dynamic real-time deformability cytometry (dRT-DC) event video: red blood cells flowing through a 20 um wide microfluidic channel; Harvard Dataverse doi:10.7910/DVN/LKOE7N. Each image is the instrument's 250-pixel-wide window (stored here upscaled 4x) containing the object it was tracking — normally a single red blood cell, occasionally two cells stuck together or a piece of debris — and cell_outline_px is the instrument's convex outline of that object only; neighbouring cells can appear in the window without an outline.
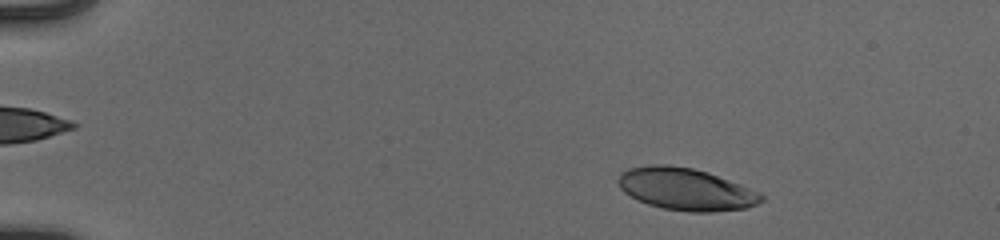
{"species": "human", "species_latin": "Homo sapiens", "temperature_condition": "cold", "stored_images_in_passage": 51, "camera_frame_rate_fps": 3000, "um_per_image_px": 0.085, "donor": {"sex": "male"}, "frame": {"image": 1, "passage_image": 6, "time_ms": 1.667, "image_size_px": [1000, 240], "cell_outline_px": [[764, 200], [756, 204], [744, 208], [712, 212], [688, 212], [664, 208], [648, 204], [624, 192], [620, 188], [616, 180], [620, 172], [628, 168], [648, 164], [668, 164], [692, 168], [708, 172], [740, 184], [760, 192], [764, 196]], "centroid_in_image_um": [58.27, 16.06], "position_along_channel_um": 26.7, "area_um2": 35.26}}
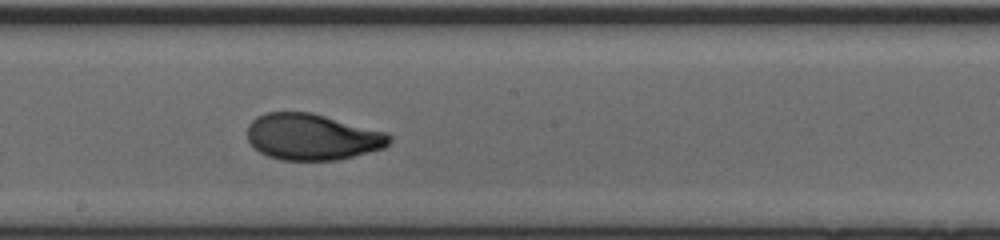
{"frame": {"image": 2, "passage_image": 29, "time_ms": 9.333, "image_size_px": [1000, 240], "cell_outline_px": [[392, 140], [384, 148], [336, 160], [280, 160], [268, 156], [260, 152], [248, 140], [248, 124], [256, 116], [264, 112], [312, 112], [388, 132], [392, 136]], "centroid_in_image_um": [26.55, 11.62], "position_along_channel_um": 221.6, "area_um2": 38.49}}
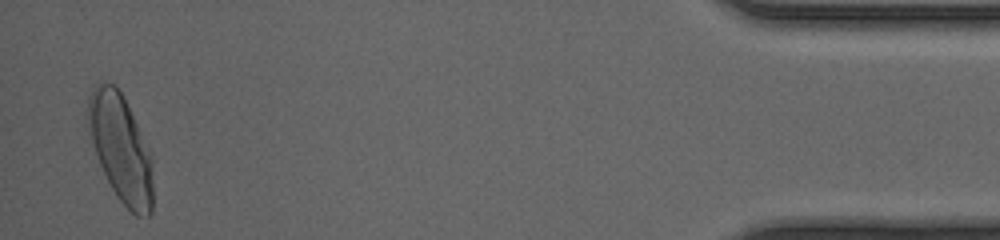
{"frame": {"image": 3, "passage_image": 50, "time_ms": 16.333, "image_size_px": [1000, 240], "cell_outline_px": [[152, 212], [148, 216], [136, 216], [116, 196], [100, 164], [88, 132], [84, 120], [88, 96], [92, 88], [96, 84], [104, 80], [112, 84], [120, 92], [152, 152]], "centroid_in_image_um": [10.23, 12.56], "position_along_channel_um": 425.0, "area_um2": 40.92}, "authors_computed_cell_mechanics": {"area_um2": 37.8012, "velocity_mm_per_s": 3.9184, "shape_relaxation_time_tau1_ms": 3.3969, "shape_relaxation_time_tau2_ms": 0.7646, "deformation_change_tau1": 0.1812, "deformation_change_tau2": 0.053}}